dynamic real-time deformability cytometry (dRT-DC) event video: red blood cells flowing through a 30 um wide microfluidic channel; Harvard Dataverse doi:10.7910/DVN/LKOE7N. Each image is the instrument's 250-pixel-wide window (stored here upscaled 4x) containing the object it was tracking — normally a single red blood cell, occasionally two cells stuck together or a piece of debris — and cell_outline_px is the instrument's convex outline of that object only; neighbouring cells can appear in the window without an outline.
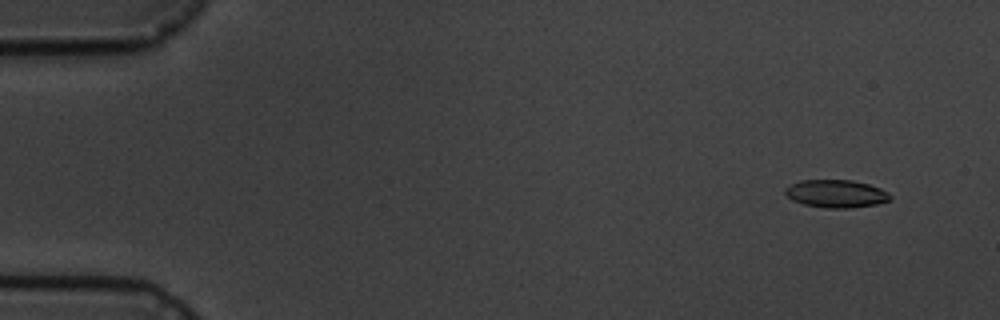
{"species": "common noctule bat (a hibernating species)", "species_latin": "Nyctalus noctula", "temperature_condition": "cold", "stored_images_in_passage": 5, "camera_frame_rate_fps": 3000, "um_per_image_px": 0.085, "animal": {"sex": "male", "body_mass_g": 19.5, "forearm_length_mm": 54.6}, "frame": {"image": 1, "passage_image": 2, "time_ms": 1.0, "image_size_px": [1000, 320], "cell_outline_px": [[892, 200], [876, 204], [848, 208], [828, 208], [804, 204], [792, 200], [784, 192], [784, 188], [800, 180], [852, 180], [868, 184], [880, 188], [888, 192], [892, 196]], "centroid_in_image_um": [71.08, 16.46], "position_along_channel_um": 13.9, "area_um2": 16.99}}
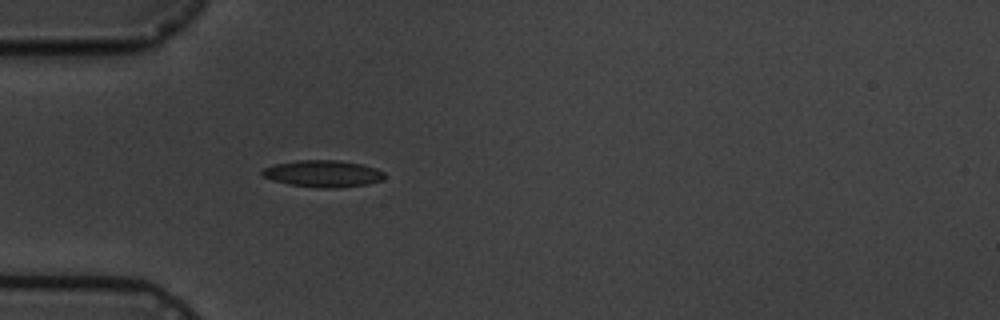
{"frame": {"image": 2, "passage_image": 5, "time_ms": 5.333, "image_size_px": [1000, 320], "cell_outline_px": [[384, 180], [368, 184], [336, 188], [324, 188], [288, 184], [272, 180], [264, 176], [260, 172], [264, 168], [276, 164], [300, 160], [340, 160], [360, 164], [376, 168], [384, 172]], "centroid_in_image_um": [27.48, 14.76], "position_along_channel_um": 57.5, "area_um2": 19.02}}